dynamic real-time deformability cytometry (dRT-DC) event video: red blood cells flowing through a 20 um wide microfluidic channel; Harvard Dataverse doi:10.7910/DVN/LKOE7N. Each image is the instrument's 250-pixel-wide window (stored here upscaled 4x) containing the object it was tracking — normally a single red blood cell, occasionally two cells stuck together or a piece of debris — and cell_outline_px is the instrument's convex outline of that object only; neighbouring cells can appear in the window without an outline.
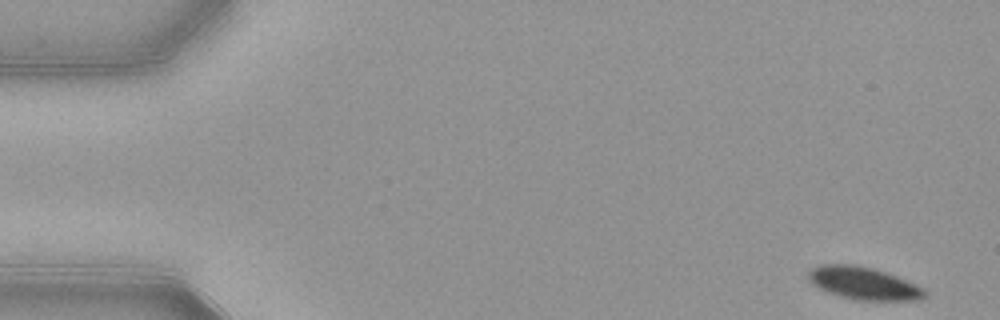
{"species": "common noctule bat (a hibernating species)", "species_latin": "Nyctalus noctula", "temperature_condition": "warm", "stored_images_in_passage": 53, "segment_of_instrument_passage": [1, 2], "camera_frame_rate_fps": 3000, "um_per_image_px": 0.085, "animal": {"sex": "female", "body_mass_g": 21.9}, "frame": {"image": 1, "passage_image": 1, "time_ms": 0.0, "image_size_px": [1000, 320], "cell_outline_px": [[928, 292], [924, 296], [916, 300], [856, 300], [824, 292], [812, 284], [808, 280], [808, 272], [812, 268], [820, 264], [856, 264], [872, 268], [896, 276]], "centroid_in_image_um": [73.3, 24.07], "position_along_channel_um": 11.7, "area_um2": 21.91}}
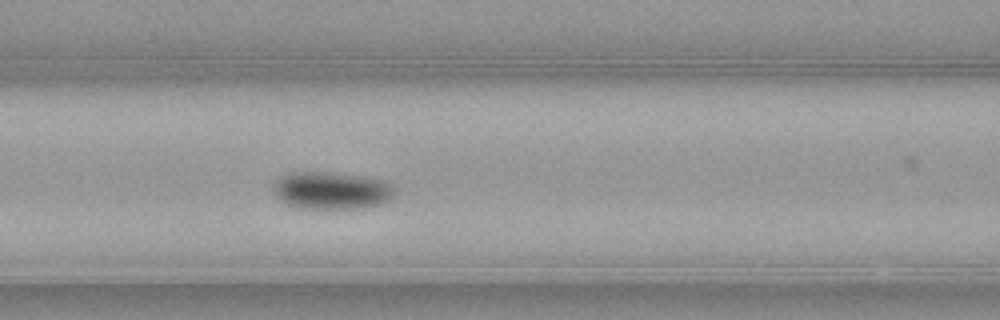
{"frame": {"image": 2, "passage_image": 21, "time_ms": 6.667, "image_size_px": [1000, 320], "cell_outline_px": [[396, 192], [388, 200], [380, 204], [364, 208], [300, 208], [288, 204], [280, 200], [272, 192], [272, 188], [276, 180], [280, 176], [288, 172], [332, 172], [364, 176], [384, 180], [396, 184]], "centroid_in_image_um": [28.2, 16.17], "position_along_channel_um": 138.4, "area_um2": 26.93}}
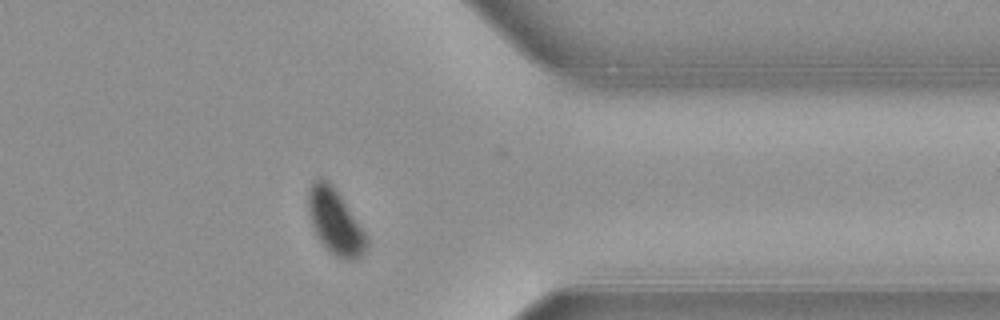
{"frame": {"image": 3, "passage_image": 41, "time_ms": 13.333, "image_size_px": [1000, 320], "cell_outline_px": [[368, 244], [364, 252], [360, 256], [352, 260], [344, 260], [336, 256], [320, 240], [312, 224], [308, 212], [308, 188], [312, 180], [316, 176], [320, 176], [328, 180], [336, 188], [368, 236]], "centroid_in_image_um": [28.49, 18.77], "position_along_channel_um": 382.9, "area_um2": 22.25}}